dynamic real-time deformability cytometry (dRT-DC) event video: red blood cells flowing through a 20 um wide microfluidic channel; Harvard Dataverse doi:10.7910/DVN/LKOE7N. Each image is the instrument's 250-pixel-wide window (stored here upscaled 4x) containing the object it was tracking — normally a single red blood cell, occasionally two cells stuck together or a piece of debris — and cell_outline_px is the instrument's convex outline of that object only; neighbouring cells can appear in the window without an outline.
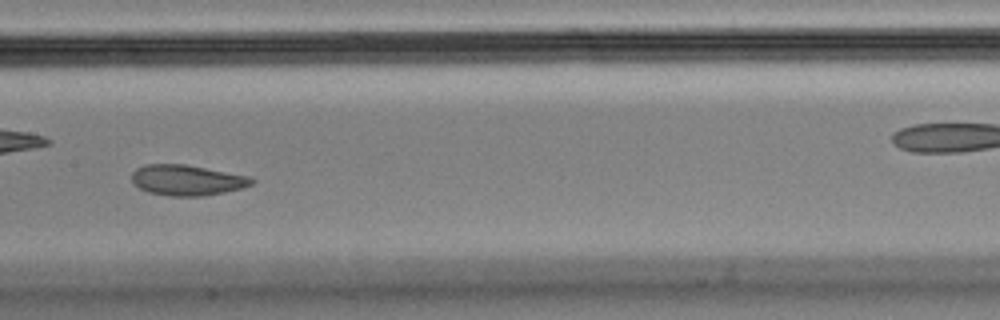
{"species": "Egyptian fruit bat (a non-hibernating species)", "species_latin": "Rousettus aegyptiacus", "temperature_condition": "cold", "stored_images_in_passage": 10, "camera_frame_rate_fps": 3000, "um_per_image_px": 0.085, "animal": {"sex": "male"}, "frame": {"image": 1, "passage_image": 7, "time_ms": 2.0, "image_size_px": [1000, 320], "cell_outline_px": [[256, 180], [252, 184], [244, 188], [204, 196], [168, 196], [148, 192], [132, 184], [132, 172], [136, 168], [144, 164], [184, 164], [248, 176]], "centroid_in_image_um": [15.87, 15.32], "position_along_channel_um": 191.5, "area_um2": 21.44}}
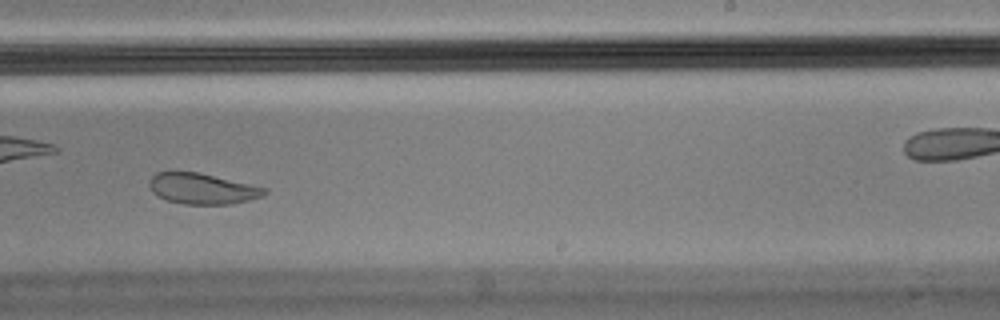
{"frame": {"image": 2, "passage_image": 9, "time_ms": 2.667, "image_size_px": [1000, 320], "cell_outline_px": [[268, 192], [260, 196], [248, 200], [228, 204], [184, 204], [168, 200], [152, 192], [148, 184], [148, 180], [156, 172], [200, 172], [268, 188]], "centroid_in_image_um": [17.19, 16.02], "position_along_channel_um": 271.8, "area_um2": 20.58}}